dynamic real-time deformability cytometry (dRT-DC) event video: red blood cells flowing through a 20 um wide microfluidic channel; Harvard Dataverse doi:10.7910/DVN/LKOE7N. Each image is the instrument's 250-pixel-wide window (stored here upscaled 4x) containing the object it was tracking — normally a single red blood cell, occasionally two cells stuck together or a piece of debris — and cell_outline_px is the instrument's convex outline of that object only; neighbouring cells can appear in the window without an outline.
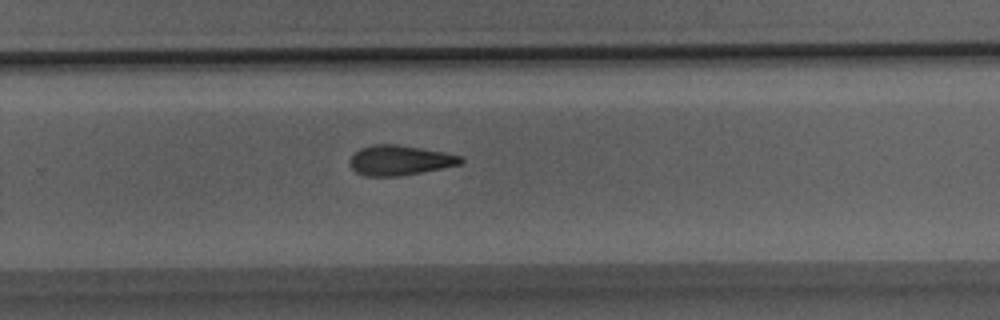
{"species": "Egyptian fruit bat (a non-hibernating species)", "species_latin": "Rousettus aegyptiacus", "temperature_condition": "room temperature", "stored_images_in_passage": 23, "camera_frame_rate_fps": 3000, "um_per_image_px": 0.085, "animal": {"sex": "male"}, "frame": {"image": 1, "passage_image": 16, "time_ms": 5.0, "image_size_px": [1000, 320], "cell_outline_px": [[464, 164], [424, 172], [396, 176], [364, 176], [356, 172], [352, 168], [352, 156], [360, 148], [372, 144], [396, 144], [444, 152], [460, 156], [464, 160]], "centroid_in_image_um": [34.03, 13.63], "position_along_channel_um": 295.8, "area_um2": 19.31}}
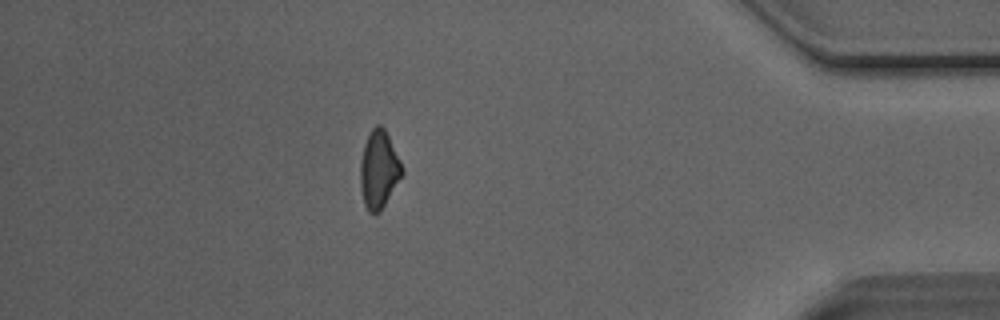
{"frame": {"image": 2, "passage_image": 23, "time_ms": 7.333, "image_size_px": [1000, 320], "cell_outline_px": [[404, 172], [380, 212], [368, 212], [364, 204], [360, 188], [360, 160], [364, 144], [372, 128], [376, 124], [380, 124], [384, 128], [404, 168]], "centroid_in_image_um": [32.19, 14.41], "position_along_channel_um": 403.0, "area_um2": 18.84}}